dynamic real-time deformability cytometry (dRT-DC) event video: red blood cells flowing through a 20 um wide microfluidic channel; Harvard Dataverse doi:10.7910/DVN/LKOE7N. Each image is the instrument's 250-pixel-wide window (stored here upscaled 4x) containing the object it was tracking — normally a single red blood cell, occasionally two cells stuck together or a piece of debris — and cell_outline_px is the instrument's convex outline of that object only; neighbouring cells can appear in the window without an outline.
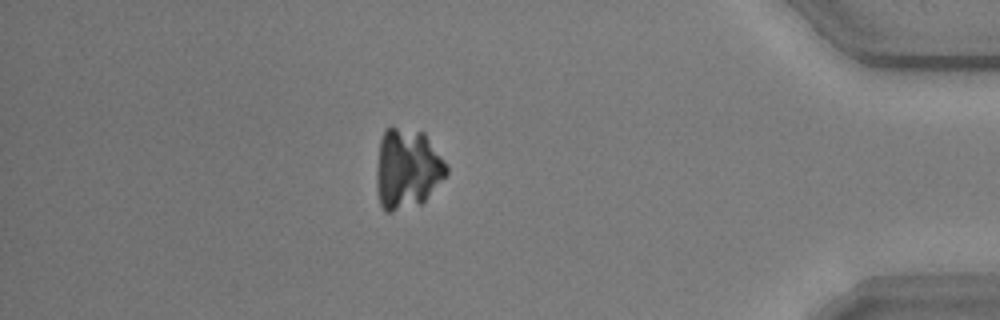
{"species": "common noctule bat (a hibernating species)", "species_latin": "Nyctalus noctula", "temperature_condition": "warm", "stored_images_in_passage": 54, "camera_frame_rate_fps": 3000, "um_per_image_px": 0.085, "animal": {"sex": "male", "body_mass_g": 20.5, "forearm_length_mm": 52.5}, "frame": {"image": 1, "passage_image": 47, "time_ms": 15.333, "image_size_px": [1000, 320], "cell_outline_px": [[448, 172], [424, 200], [420, 204], [392, 212], [384, 212], [380, 204], [376, 188], [376, 168], [380, 140], [384, 128], [396, 128], [424, 132], [448, 164]], "centroid_in_image_um": [34.59, 14.35], "position_along_channel_um": 400.6, "area_um2": 32.71}}